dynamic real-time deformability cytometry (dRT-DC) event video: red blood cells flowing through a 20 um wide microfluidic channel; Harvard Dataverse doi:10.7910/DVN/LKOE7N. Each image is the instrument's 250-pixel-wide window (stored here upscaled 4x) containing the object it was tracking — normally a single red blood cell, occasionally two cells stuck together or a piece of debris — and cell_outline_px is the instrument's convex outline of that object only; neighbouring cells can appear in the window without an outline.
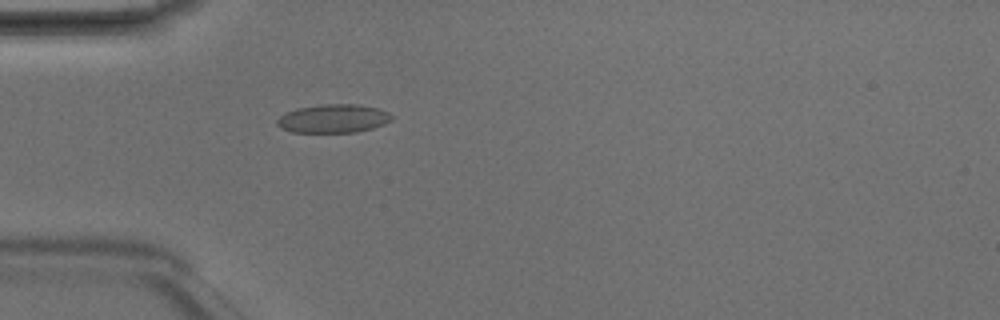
{"species": "Egyptian fruit bat (a non-hibernating species)", "species_latin": "Rousettus aegyptiacus", "temperature_condition": "room temperature", "stored_images_in_passage": 4, "camera_frame_rate_fps": 3000, "um_per_image_px": 0.085, "animal": {"sex": "male"}, "frame": {"image": 1, "passage_image": 4, "time_ms": 1.0, "image_size_px": [1000, 320], "cell_outline_px": [[392, 120], [384, 124], [372, 128], [356, 132], [292, 132], [280, 128], [276, 124], [276, 120], [280, 116], [296, 108], [320, 104], [356, 104], [376, 108], [388, 112], [392, 116]], "centroid_in_image_um": [28.31, 10.08], "position_along_channel_um": 56.7, "area_um2": 19.02}}